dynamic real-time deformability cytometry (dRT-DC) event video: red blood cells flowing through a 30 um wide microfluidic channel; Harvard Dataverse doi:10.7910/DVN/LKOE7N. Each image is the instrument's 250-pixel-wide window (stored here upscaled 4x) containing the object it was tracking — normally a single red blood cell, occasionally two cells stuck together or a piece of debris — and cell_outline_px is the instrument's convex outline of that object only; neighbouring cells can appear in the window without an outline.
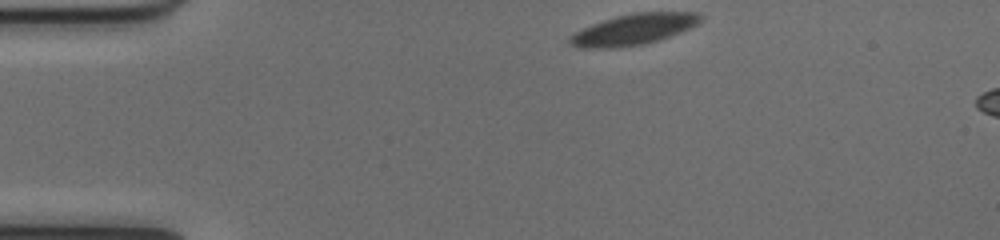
{"species": "common noctule bat (a hibernating species)", "species_latin": "Nyctalus noctula", "temperature_condition": "cold", "stored_images_in_passage": 5, "camera_frame_rate_fps": 3000, "um_per_image_px": 0.085, "animal": {"sex": "female", "body_mass_g": 17.0, "forearm_length_mm": 48.0}, "frame": {"image": 1, "passage_image": 1, "time_ms": 0.0, "image_size_px": [1000, 240], "cell_outline_px": [[700, 16], [688, 28], [668, 36], [644, 44], [612, 48], [600, 48], [572, 44], [568, 40], [576, 32], [584, 28], [620, 16], [640, 12], [688, 12]], "centroid_in_image_um": [53.84, 2.5], "position_along_channel_um": 31.2, "area_um2": 21.85}}